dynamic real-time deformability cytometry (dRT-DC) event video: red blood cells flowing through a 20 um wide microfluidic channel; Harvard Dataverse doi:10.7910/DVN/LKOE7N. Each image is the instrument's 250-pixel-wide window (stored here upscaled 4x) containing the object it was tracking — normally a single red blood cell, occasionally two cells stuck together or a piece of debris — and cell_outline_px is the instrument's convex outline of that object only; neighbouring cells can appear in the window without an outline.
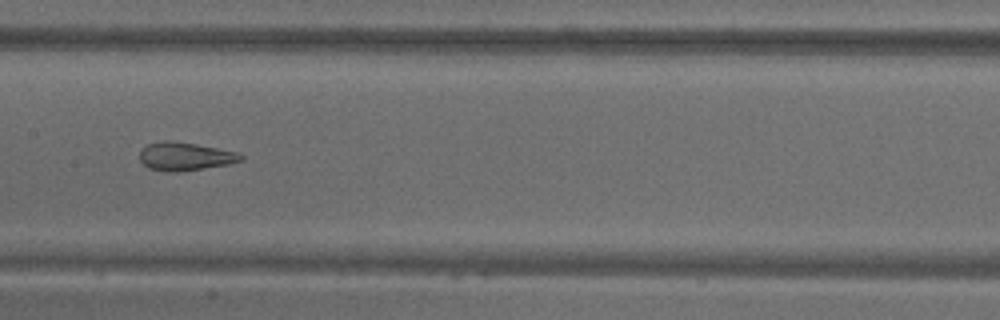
{"species": "common noctule bat (a hibernating species)", "species_latin": "Nyctalus noctula", "temperature_condition": "warm", "stored_images_in_passage": 12, "camera_frame_rate_fps": 3000, "um_per_image_px": 0.085, "animal": {"sex": "male", "body_mass_g": 18.8}, "frame": {"image": 1, "passage_image": 6, "time_ms": 1.667, "image_size_px": [1000, 320], "cell_outline_px": [[244, 160], [228, 164], [176, 172], [168, 172], [148, 168], [140, 160], [140, 148], [148, 144], [164, 140], [196, 144], [236, 152], [244, 156]], "centroid_in_image_um": [15.7, 13.29], "position_along_channel_um": 191.7, "area_um2": 16.47}}
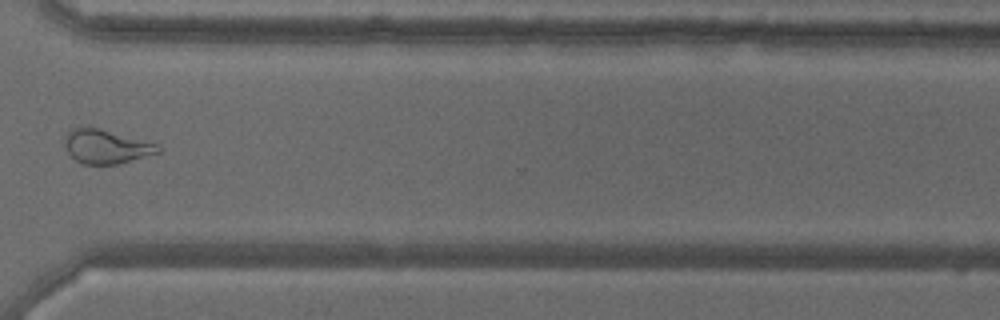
{"frame": {"image": 2, "passage_image": 10, "time_ms": 3.0, "image_size_px": [1000, 320], "cell_outline_px": [[160, 152], [116, 164], [84, 164], [76, 160], [68, 152], [64, 144], [64, 136], [72, 128], [100, 128], [156, 144], [160, 148]], "centroid_in_image_um": [8.98, 12.46], "position_along_channel_um": 361.6, "area_um2": 18.03}}
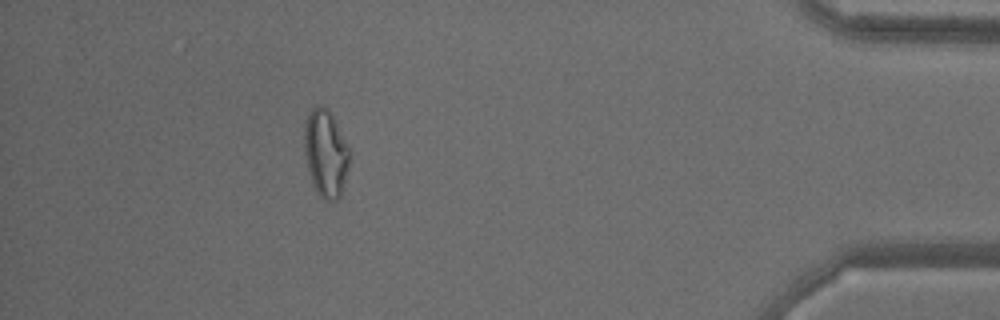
{"frame": {"image": 3, "passage_image": 12, "time_ms": 3.667, "image_size_px": [1000, 320], "cell_outline_px": [[348, 164], [340, 196], [336, 200], [324, 200], [316, 192], [312, 184], [308, 168], [304, 148], [304, 128], [308, 112], [312, 108], [320, 104], [324, 104], [332, 112], [348, 144]], "centroid_in_image_um": [27.67, 12.96], "position_along_channel_um": 407.5, "area_um2": 23.06}}